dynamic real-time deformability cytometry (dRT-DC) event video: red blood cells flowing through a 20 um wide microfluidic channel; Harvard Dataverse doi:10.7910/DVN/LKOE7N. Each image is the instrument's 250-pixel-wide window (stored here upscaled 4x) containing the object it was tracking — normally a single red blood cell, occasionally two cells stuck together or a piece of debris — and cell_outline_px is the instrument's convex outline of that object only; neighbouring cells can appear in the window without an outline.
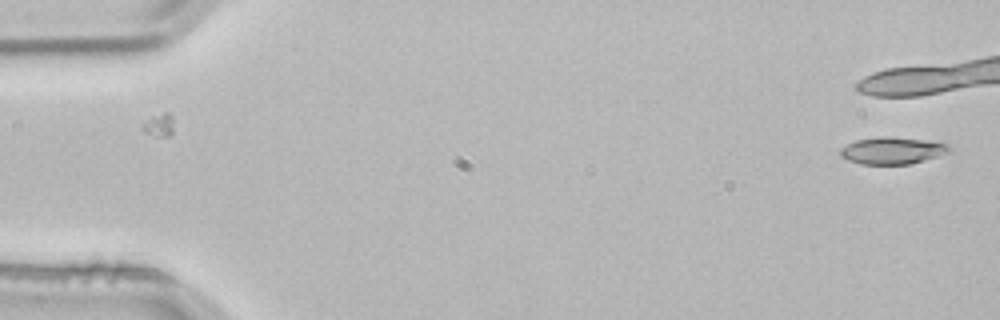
{"species": "common noctule bat (a hibernating species)", "species_latin": "Nyctalus noctula", "temperature_condition": "room temperature", "stored_images_in_passage": 5, "camera_frame_rate_fps": 3000, "um_per_image_px": 0.085, "animal": {"sex": "male", "body_mass_g": 21.5, "forearm_length_mm": 52.0}, "frame": {"image": 1, "passage_image": 1, "time_ms": 0.0, "image_size_px": [1000, 320], "cell_outline_px": [[952, 148], [948, 152], [940, 156], [908, 164], [860, 164], [848, 160], [840, 156], [840, 148], [856, 140], [880, 136], [888, 136], [924, 140], [948, 144]], "centroid_in_image_um": [75.84, 12.8], "position_along_channel_um": 9.2, "area_um2": 17.11}}